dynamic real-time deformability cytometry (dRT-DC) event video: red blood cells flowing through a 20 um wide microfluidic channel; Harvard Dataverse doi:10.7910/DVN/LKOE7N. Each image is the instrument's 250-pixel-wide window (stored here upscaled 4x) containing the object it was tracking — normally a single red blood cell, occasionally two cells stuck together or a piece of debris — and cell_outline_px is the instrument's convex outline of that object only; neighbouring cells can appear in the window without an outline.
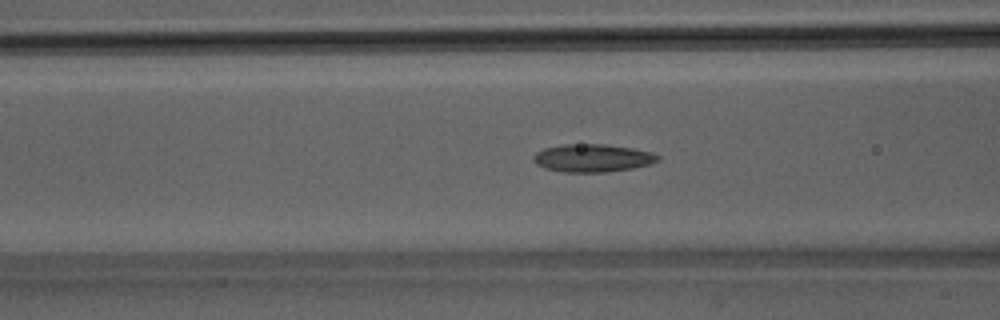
{"species": "Egyptian fruit bat (a non-hibernating species)", "species_latin": "Rousettus aegyptiacus", "temperature_condition": "room temperature", "stored_images_in_passage": 49, "camera_frame_rate_fps": 3000, "um_per_image_px": 0.085, "animal": {"sex": "male"}, "frame": {"image": 1, "passage_image": 19, "time_ms": 6.0, "image_size_px": [1000, 320], "cell_outline_px": [[660, 160], [648, 164], [632, 168], [604, 172], [564, 172], [544, 168], [536, 164], [532, 160], [532, 156], [536, 152], [544, 148], [564, 144], [604, 144], [632, 148], [652, 152], [660, 156]], "centroid_in_image_um": [50.33, 13.43], "position_along_channel_um": 116.3, "area_um2": 20.23}}
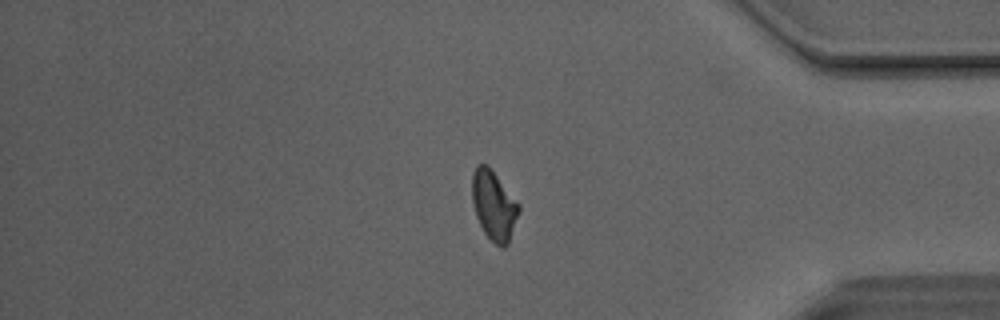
{"frame": {"image": 2, "passage_image": 41, "time_ms": 13.333, "image_size_px": [1000, 320], "cell_outline_px": [[520, 212], [508, 244], [504, 248], [496, 244], [484, 232], [476, 216], [472, 200], [472, 172], [476, 164], [488, 164], [520, 204]], "centroid_in_image_um": [41.98, 17.42], "position_along_channel_um": 393.2, "area_um2": 19.07}}
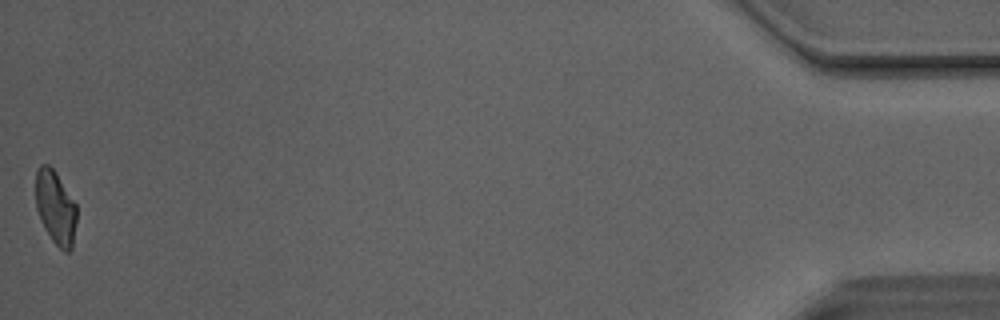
{"frame": {"image": 3, "passage_image": 49, "time_ms": 16.0, "image_size_px": [1000, 320], "cell_outline_px": [[76, 220], [72, 248], [68, 252], [64, 252], [52, 240], [44, 228], [40, 220], [36, 208], [36, 172], [40, 164], [48, 164], [56, 172], [76, 204]], "centroid_in_image_um": [4.71, 17.64], "position_along_channel_um": 430.5, "area_um2": 17.57}, "authors_computed_cell_mechanics": {"area_um2": 19.2474, "velocity_mm_per_s": 4.1175, "shape_relaxation_time_tau1_ms": null, "shape_relaxation_time_tau2_ms": 2.6139, "deformation_change_tau1": null, "deformation_change_tau2": 0.1078}}